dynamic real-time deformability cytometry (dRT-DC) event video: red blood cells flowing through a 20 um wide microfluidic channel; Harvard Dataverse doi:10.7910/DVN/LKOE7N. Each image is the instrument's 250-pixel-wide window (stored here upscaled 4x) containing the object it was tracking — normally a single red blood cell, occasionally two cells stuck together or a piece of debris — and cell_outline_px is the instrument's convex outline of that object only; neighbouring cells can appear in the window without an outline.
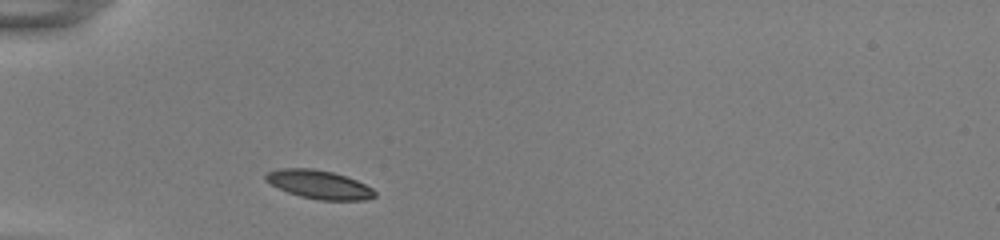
{"species": "common noctule bat (a hibernating species)", "species_latin": "Nyctalus noctula", "temperature_condition": "room temperature", "stored_images_in_passage": 32, "camera_frame_rate_fps": 3000, "um_per_image_px": 0.085, "animal": {"sex": "female", "body_mass_g": 22.0, "forearm_length_mm": 56.7}, "frame": {"image": 1, "passage_image": 1, "time_ms": 0.0, "image_size_px": [1000, 240], "cell_outline_px": [[376, 196], [364, 200], [320, 200], [300, 196], [288, 192], [264, 180], [264, 176], [268, 172], [280, 168], [312, 168], [332, 172], [356, 180], [372, 188], [376, 192]], "centroid_in_image_um": [27.12, 15.68], "position_along_channel_um": 57.9, "area_um2": 17.98}}
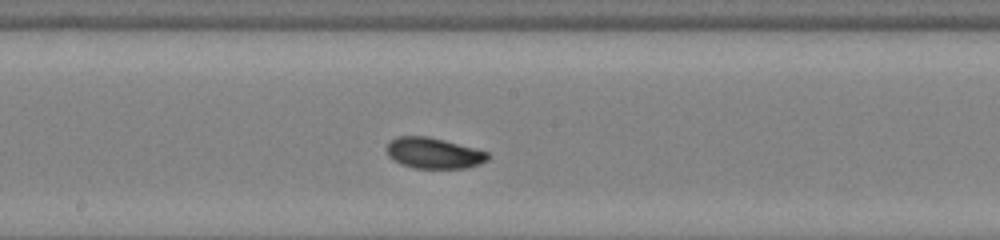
{"frame": {"image": 2, "passage_image": 14, "time_ms": 4.333, "image_size_px": [1000, 240], "cell_outline_px": [[488, 160], [480, 164], [468, 168], [416, 168], [400, 164], [392, 160], [388, 156], [388, 144], [396, 136], [428, 136], [476, 148], [488, 152]], "centroid_in_image_um": [36.88, 13.02], "position_along_channel_um": 211.3, "area_um2": 18.21}}
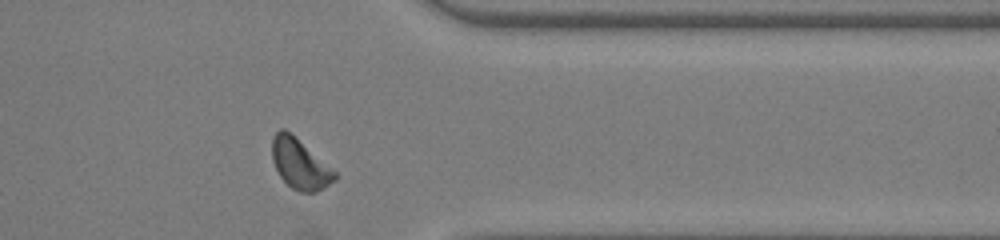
{"frame": {"image": 3, "passage_image": 28, "time_ms": 9.0, "image_size_px": [1000, 240], "cell_outline_px": [[340, 176], [336, 180], [324, 188], [316, 192], [300, 192], [292, 188], [280, 176], [272, 160], [272, 136], [280, 128], [284, 128], [336, 172]], "centroid_in_image_um": [25.49, 13.96], "position_along_channel_um": 385.9, "area_um2": 18.03}, "authors_computed_cell_mechanics": {"area_um2": 18.0047, "velocity_mm_per_s": 3.8345, "shape_relaxation_time_tau1_ms": 2.4915, "shape_relaxation_time_tau2_ms": 2.039, "deformation_change_tau1": 0.1296, "deformation_change_tau2": 0.0592}}